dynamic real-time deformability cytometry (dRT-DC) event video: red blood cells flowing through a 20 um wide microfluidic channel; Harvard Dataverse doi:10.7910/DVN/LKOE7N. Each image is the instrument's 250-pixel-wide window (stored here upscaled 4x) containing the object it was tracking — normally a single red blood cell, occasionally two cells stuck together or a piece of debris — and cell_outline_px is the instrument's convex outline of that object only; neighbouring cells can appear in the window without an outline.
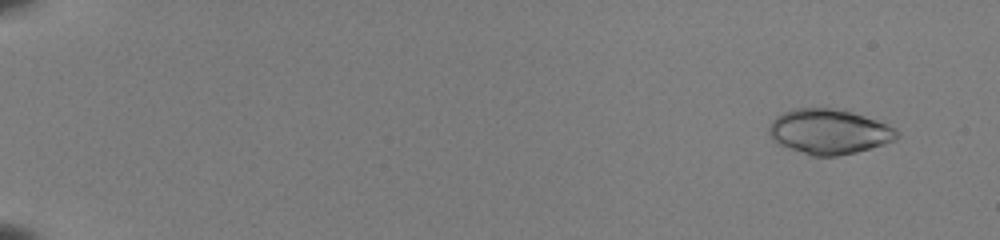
{"species": "common noctule bat (a hibernating species)", "species_latin": "Nyctalus noctula", "temperature_condition": "room temperature", "stored_images_in_passage": 50, "camera_frame_rate_fps": 3000, "um_per_image_px": 0.085, "animal": {"sex": "female", "body_mass_g": 22.0, "forearm_length_mm": 56.7}, "frame": {"image": 1, "passage_image": 1, "time_ms": 0.0, "image_size_px": [1000, 240], "cell_outline_px": [[900, 136], [896, 140], [884, 144], [856, 152], [836, 156], [812, 156], [776, 144], [772, 140], [768, 132], [768, 128], [772, 120], [776, 116], [792, 108], [832, 108], [852, 112], [888, 124], [896, 128]], "centroid_in_image_um": [70.45, 11.19], "position_along_channel_um": 14.6, "area_um2": 33.76}}